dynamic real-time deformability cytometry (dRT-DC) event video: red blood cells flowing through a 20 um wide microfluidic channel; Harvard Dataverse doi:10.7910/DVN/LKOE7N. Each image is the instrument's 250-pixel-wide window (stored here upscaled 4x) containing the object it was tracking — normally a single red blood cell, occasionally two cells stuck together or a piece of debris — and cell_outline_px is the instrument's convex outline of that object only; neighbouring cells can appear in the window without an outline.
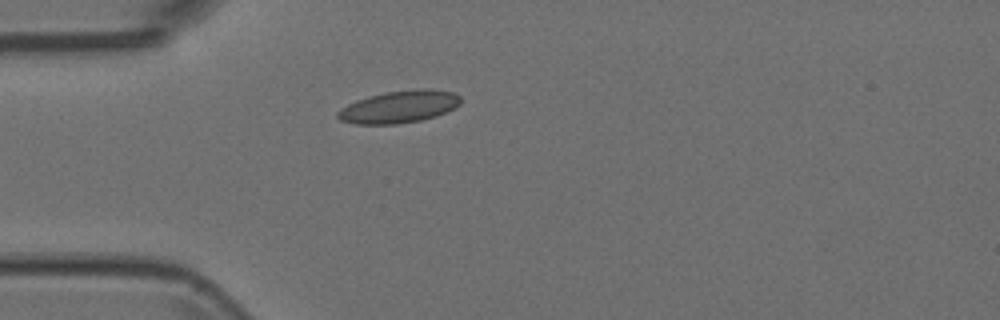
{"species": "Egyptian fruit bat (a non-hibernating species)", "species_latin": "Rousettus aegyptiacus", "temperature_condition": "room temperature", "stored_images_in_passage": 2, "camera_frame_rate_fps": 3000, "um_per_image_px": 0.085, "animal": {"sex": "female"}, "frame": {"image": 1, "passage_image": 1, "time_ms": 0.0, "image_size_px": [1000, 320], "cell_outline_px": [[460, 104], [436, 116], [420, 120], [396, 124], [356, 124], [340, 120], [336, 116], [336, 112], [348, 104], [356, 100], [368, 96], [384, 92], [420, 88], [432, 88], [456, 92], [460, 96]], "centroid_in_image_um": [33.93, 9.06], "position_along_channel_um": 51.1, "area_um2": 23.24}}